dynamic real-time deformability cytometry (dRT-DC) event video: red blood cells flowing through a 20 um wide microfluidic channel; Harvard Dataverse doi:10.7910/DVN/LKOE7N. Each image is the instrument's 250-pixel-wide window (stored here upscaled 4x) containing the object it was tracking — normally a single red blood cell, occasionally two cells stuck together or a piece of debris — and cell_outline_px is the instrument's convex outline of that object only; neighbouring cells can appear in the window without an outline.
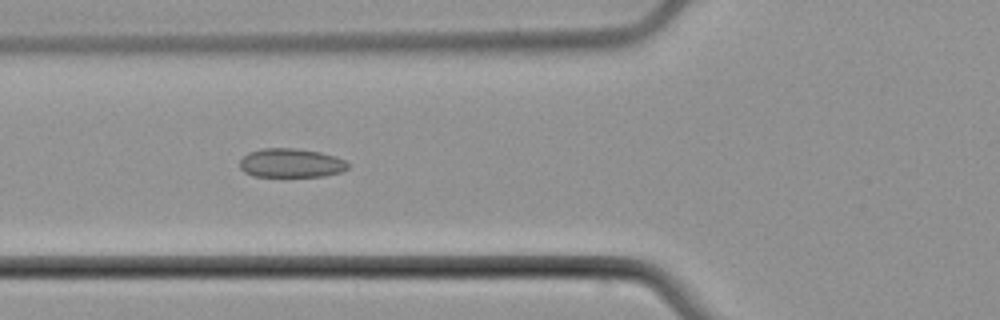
{"species": "common noctule bat (a hibernating species)", "species_latin": "Nyctalus noctula", "temperature_condition": "cold", "stored_images_in_passage": 8, "camera_frame_rate_fps": 3000, "um_per_image_px": 0.085, "animal": {"sex": "male", "body_mass_g": 21.5, "forearm_length_mm": 52.0}, "frame": {"image": 1, "passage_image": 5, "time_ms": 4.667, "image_size_px": [1000, 320], "cell_outline_px": [[348, 168], [340, 172], [324, 176], [252, 176], [244, 172], [240, 168], [240, 160], [248, 152], [260, 148], [296, 148], [320, 152], [336, 156], [344, 160], [348, 164]], "centroid_in_image_um": [24.71, 13.85], "position_along_channel_um": 101.1, "area_um2": 18.32}}
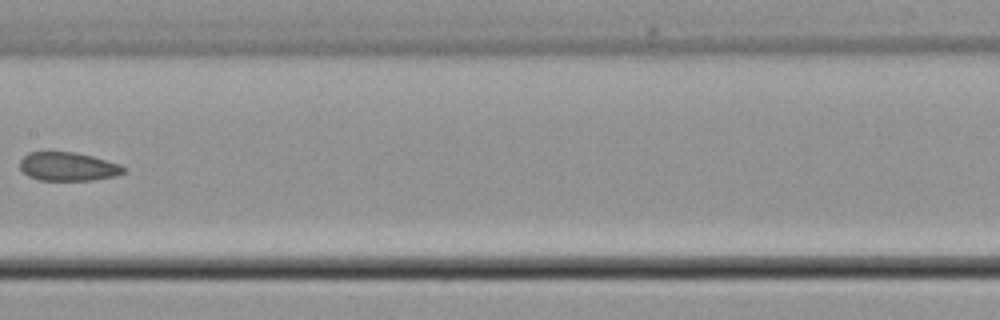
{"frame": {"image": 2, "passage_image": 7, "time_ms": 7.333, "image_size_px": [1000, 320], "cell_outline_px": [[128, 172], [116, 176], [92, 180], [40, 180], [28, 176], [20, 168], [20, 160], [28, 152], [76, 152], [92, 156], [120, 164], [128, 168]], "centroid_in_image_um": [5.83, 14.16], "position_along_channel_um": 201.6, "area_um2": 17.46}}
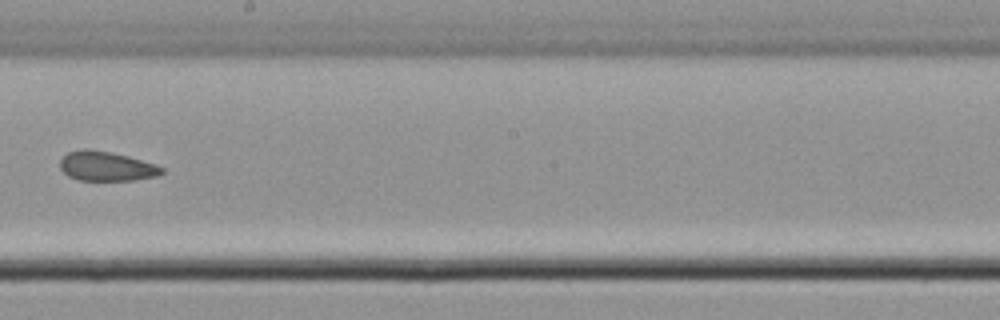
{"frame": {"image": 3, "passage_image": 8, "time_ms": 8.333, "image_size_px": [1000, 320], "cell_outline_px": [[164, 172], [156, 176], [136, 180], [80, 180], [68, 176], [60, 168], [60, 160], [68, 152], [84, 148], [88, 148], [112, 152], [128, 156], [156, 164], [164, 168]], "centroid_in_image_um": [9.05, 14.12], "position_along_channel_um": 239.1, "area_um2": 17.57}}